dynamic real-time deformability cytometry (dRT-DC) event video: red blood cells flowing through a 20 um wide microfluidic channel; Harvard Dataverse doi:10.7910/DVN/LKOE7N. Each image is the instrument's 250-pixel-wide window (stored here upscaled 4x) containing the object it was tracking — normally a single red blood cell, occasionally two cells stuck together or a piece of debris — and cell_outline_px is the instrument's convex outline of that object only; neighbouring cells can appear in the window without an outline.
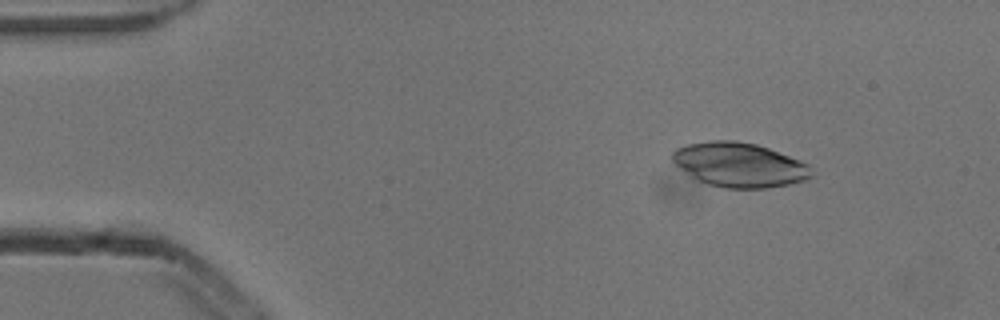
{"species": "common noctule bat (a hibernating species)", "species_latin": "Nyctalus noctula", "temperature_condition": "cold", "stored_images_in_passage": 4, "camera_frame_rate_fps": 3000, "um_per_image_px": 0.085, "animal": {"sex": "male", "body_mass_g": 13.3}, "frame": {"image": 1, "passage_image": 1, "time_ms": 0.0, "image_size_px": [1000, 320], "cell_outline_px": [[812, 176], [804, 180], [788, 184], [768, 188], [724, 188], [708, 184], [700, 180], [676, 164], [672, 160], [672, 152], [676, 148], [688, 144], [708, 140], [736, 140], [756, 144], [768, 148], [800, 160], [808, 164]], "centroid_in_image_um": [62.85, 13.99], "position_along_channel_um": 22.1, "area_um2": 35.6}}